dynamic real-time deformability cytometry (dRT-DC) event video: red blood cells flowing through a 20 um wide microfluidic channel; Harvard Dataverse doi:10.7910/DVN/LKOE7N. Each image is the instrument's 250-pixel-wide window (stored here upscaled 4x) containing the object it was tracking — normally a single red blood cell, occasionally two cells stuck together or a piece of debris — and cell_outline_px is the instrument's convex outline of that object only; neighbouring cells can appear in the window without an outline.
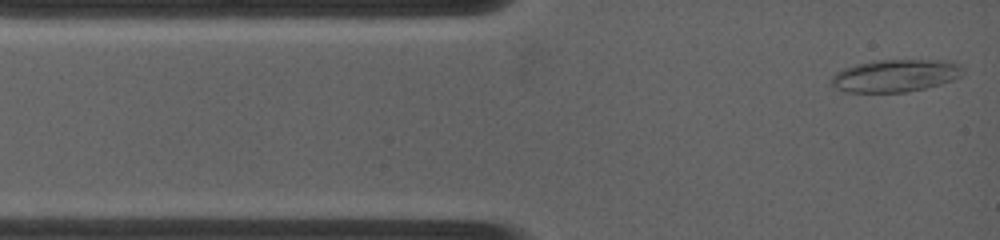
{"species": "common noctule bat (a hibernating species)", "species_latin": "Nyctalus noctula", "temperature_condition": "warm", "stored_images_in_passage": 61, "camera_frame_rate_fps": 4500, "um_per_image_px": 0.085, "animal": {"sex": "female", "body_mass_g": 19.0, "forearm_length_mm": 53.3}, "frame": {"image": 1, "passage_image": 1, "time_ms": 0.0, "image_size_px": [1000, 240], "cell_outline_px": [[964, 72], [960, 76], [952, 80], [940, 84], [924, 88], [904, 92], [844, 92], [832, 88], [832, 76], [836, 72], [844, 68], [856, 64], [876, 60], [952, 60], [960, 64], [964, 68]], "centroid_in_image_um": [76.11, 6.42], "position_along_channel_um": 8.9, "area_um2": 25.09}}
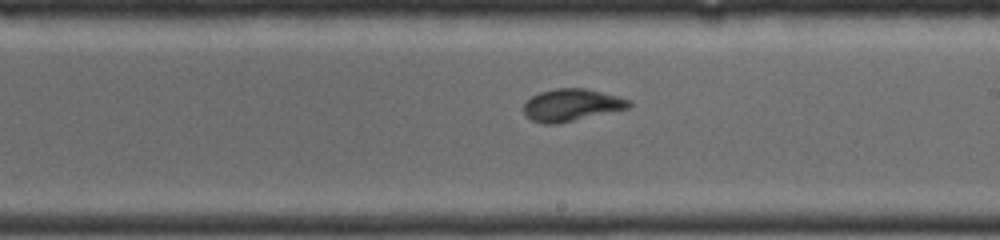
{"frame": {"image": 2, "passage_image": 32, "time_ms": 6.889, "image_size_px": [1000, 240], "cell_outline_px": [[632, 104], [628, 108], [556, 124], [544, 124], [532, 120], [524, 112], [524, 104], [532, 96], [540, 92], [556, 88], [584, 88], [632, 100]], "centroid_in_image_um": [48.58, 8.92], "position_along_channel_um": 240.4, "area_um2": 19.42}}
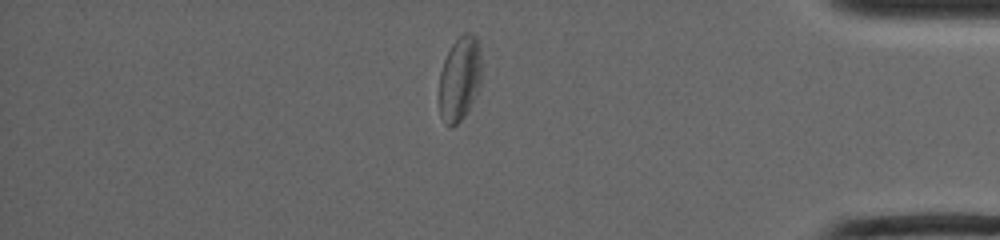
{"frame": {"image": 3, "passage_image": 54, "time_ms": 11.778, "image_size_px": [1000, 240], "cell_outline_px": [[480, 84], [476, 96], [464, 116], [452, 128], [448, 128], [444, 124], [440, 116], [440, 72], [444, 60], [452, 44], [464, 32], [472, 32], [476, 36], [480, 48]], "centroid_in_image_um": [39.07, 6.7], "position_along_channel_um": 396.1, "area_um2": 20.92}, "authors_computed_cell_mechanics": {"area_um2": 20.23, "velocity_mm_per_s": 3.8932, "shape_relaxation_time_tau1_ms": 6.0361, "shape_relaxation_time_tau2_ms": 2.2005, "deformation_change_tau1": 0.1616, "deformation_change_tau2": 0.07}}